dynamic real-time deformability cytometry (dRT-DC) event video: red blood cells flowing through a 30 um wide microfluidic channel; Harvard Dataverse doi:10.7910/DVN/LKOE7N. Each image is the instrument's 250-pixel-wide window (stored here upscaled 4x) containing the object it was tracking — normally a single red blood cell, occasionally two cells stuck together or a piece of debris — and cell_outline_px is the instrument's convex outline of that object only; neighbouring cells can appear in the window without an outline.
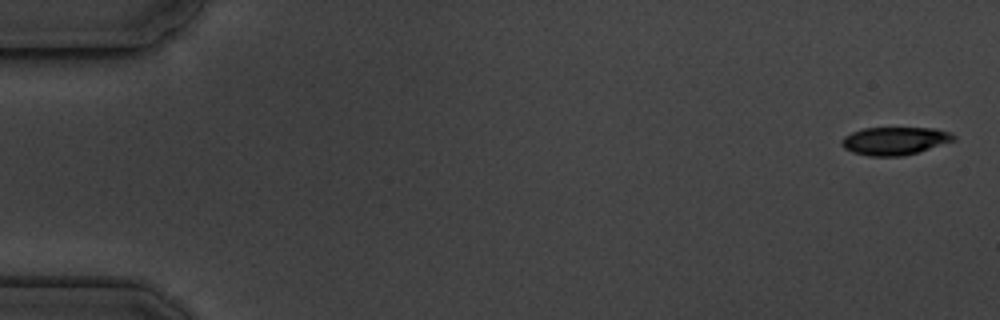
{"species": "common noctule bat (a hibernating species)", "species_latin": "Nyctalus noctula", "temperature_condition": "cold", "stored_images_in_passage": 16, "camera_frame_rate_fps": 3000, "um_per_image_px": 0.085, "animal": {"sex": "male", "body_mass_g": 19.5, "forearm_length_mm": 54.6}, "frame": {"image": 1, "passage_image": 1, "time_ms": 0.0, "image_size_px": [1000, 320], "cell_outline_px": [[956, 140], [916, 152], [900, 156], [868, 156], [852, 152], [844, 148], [840, 144], [840, 140], [844, 136], [852, 132], [864, 128], [936, 128], [948, 132], [956, 136]], "centroid_in_image_um": [76.02, 11.97], "position_along_channel_um": 9.0, "area_um2": 18.15}}
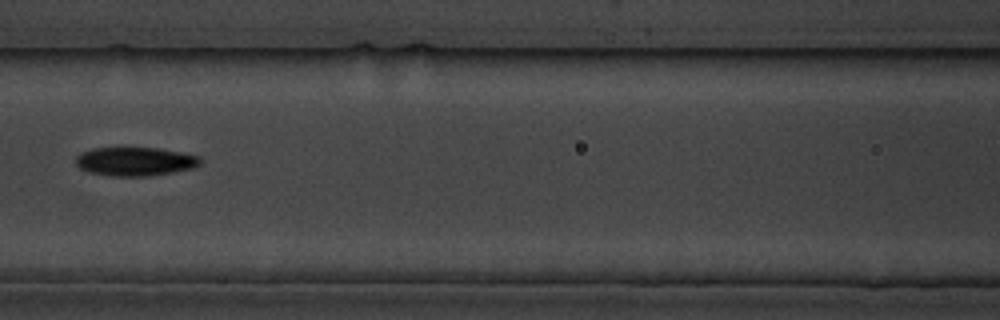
{"frame": {"image": 2, "passage_image": 7, "time_ms": 8.0, "image_size_px": [1000, 320], "cell_outline_px": [[200, 164], [196, 168], [148, 176], [112, 176], [88, 172], [80, 168], [76, 164], [76, 156], [80, 152], [92, 148], [160, 148], [200, 156]], "centroid_in_image_um": [11.48, 13.72], "position_along_channel_um": 155.1, "area_um2": 20.92}}
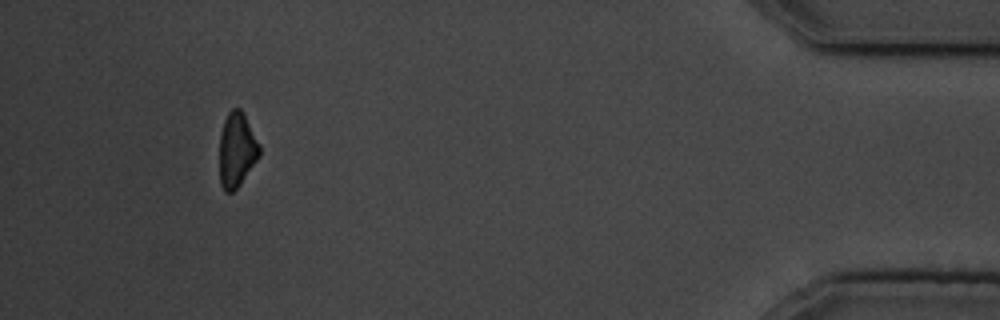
{"frame": {"image": 3, "passage_image": 15, "time_ms": 17.0, "image_size_px": [1000, 320], "cell_outline_px": [[260, 156], [240, 184], [232, 192], [224, 192], [220, 184], [220, 132], [224, 120], [228, 112], [232, 108], [240, 108], [260, 144]], "centroid_in_image_um": [20.12, 12.74], "position_along_channel_um": 415.1, "area_um2": 17.34}, "authors_computed_cell_mechanics": {"area_um2": 19.4208, "velocity_mm_per_s": 3.587, "shape_relaxation_time_tau1_ms": 2.5187, "shape_relaxation_time_tau2_ms": null, "deformation_change_tau1": 0.0837, "deformation_change_tau2": null}}